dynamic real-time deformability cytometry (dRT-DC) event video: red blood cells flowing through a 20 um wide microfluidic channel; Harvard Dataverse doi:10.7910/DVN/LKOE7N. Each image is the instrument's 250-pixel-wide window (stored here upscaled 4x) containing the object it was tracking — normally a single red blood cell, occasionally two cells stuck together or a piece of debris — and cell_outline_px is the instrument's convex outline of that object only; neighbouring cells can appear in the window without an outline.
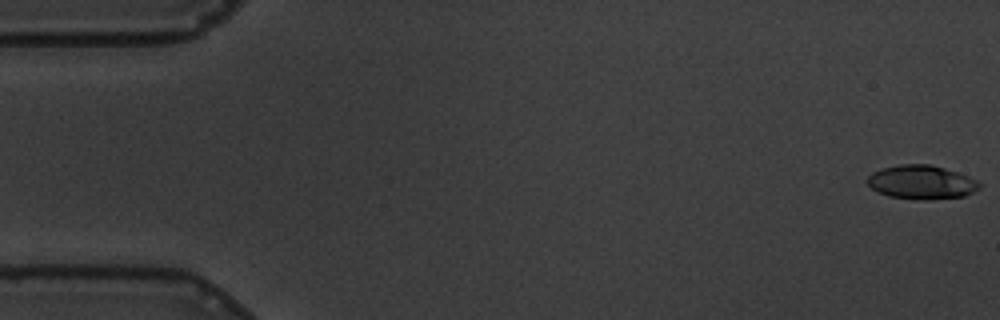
{"species": "common noctule bat (a hibernating species)", "species_latin": "Nyctalus noctula", "temperature_condition": "warm", "stored_images_in_passage": 58, "camera_frame_rate_fps": 3000, "um_per_image_px": 0.085, "animal": {"sex": "male", "body_mass_g": 19.5, "forearm_length_mm": 54.6}, "frame": {"image": 1, "passage_image": 1, "time_ms": 0.0, "image_size_px": [1000, 320], "cell_outline_px": [[980, 188], [964, 196], [924, 200], [916, 200], [888, 196], [872, 188], [868, 184], [868, 176], [872, 172], [880, 168], [900, 164], [928, 164], [944, 168], [956, 172], [976, 180], [980, 184]], "centroid_in_image_um": [78.29, 15.49], "position_along_channel_um": 6.7, "area_um2": 21.96}}
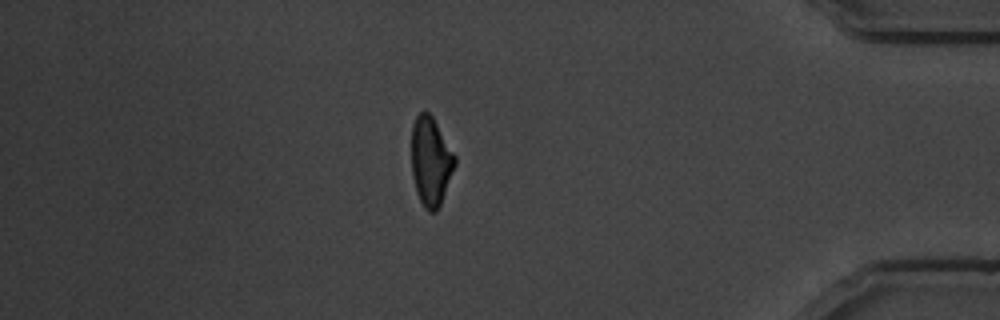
{"frame": {"image": 2, "passage_image": 50, "time_ms": 16.333, "image_size_px": [1000, 320], "cell_outline_px": [[456, 164], [440, 204], [436, 212], [428, 212], [424, 208], [416, 192], [412, 176], [412, 124], [416, 116], [420, 112], [428, 112], [432, 116], [456, 156]], "centroid_in_image_um": [36.61, 13.72], "position_along_channel_um": 398.6, "area_um2": 22.37}}
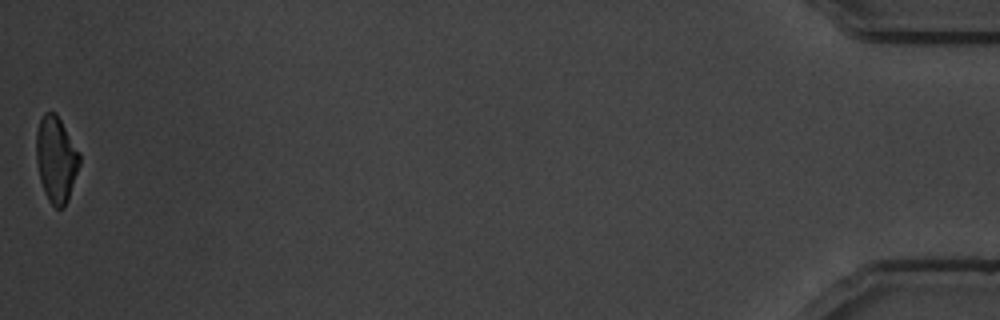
{"frame": {"image": 3, "passage_image": 58, "time_ms": 19.0, "image_size_px": [1000, 320], "cell_outline_px": [[80, 164], [68, 200], [64, 208], [56, 208], [48, 200], [44, 192], [40, 180], [36, 160], [36, 132], [40, 120], [44, 112], [56, 112], [80, 152]], "centroid_in_image_um": [4.77, 13.53], "position_along_channel_um": 430.4, "area_um2": 21.85}, "authors_computed_cell_mechanics": {"area_um2": 22.6576, "velocity_mm_per_s": 3.4897, "shape_relaxation_time_tau1_ms": 4.4226, "shape_relaxation_time_tau2_ms": 3.194, "deformation_change_tau1": 0.1661, "deformation_change_tau2": 0.0948}}